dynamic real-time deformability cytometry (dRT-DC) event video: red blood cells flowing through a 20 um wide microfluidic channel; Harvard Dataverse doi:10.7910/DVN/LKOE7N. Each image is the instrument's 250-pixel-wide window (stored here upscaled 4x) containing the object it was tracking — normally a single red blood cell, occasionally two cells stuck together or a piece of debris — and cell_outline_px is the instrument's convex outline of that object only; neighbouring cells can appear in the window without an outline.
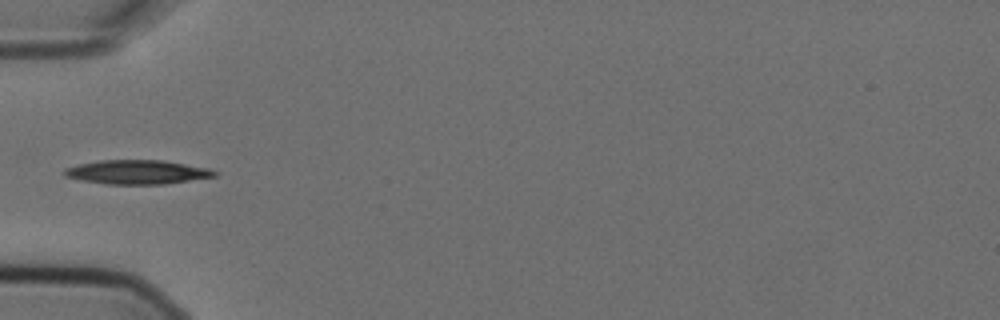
{"species": "Egyptian fruit bat (a non-hibernating species)", "species_latin": "Rousettus aegyptiacus", "temperature_condition": "cold", "stored_images_in_passage": 4, "camera_frame_rate_fps": 3000, "um_per_image_px": 0.085, "animal": {"sex": "female"}, "frame": {"image": 1, "passage_image": 4, "time_ms": 1.0, "image_size_px": [1000, 320], "cell_outline_px": [[216, 176], [164, 184], [104, 184], [80, 180], [64, 176], [64, 168], [76, 164], [100, 160], [164, 160], [208, 168], [216, 172]], "centroid_in_image_um": [11.59, 14.62], "position_along_channel_um": 73.4, "area_um2": 21.1}}